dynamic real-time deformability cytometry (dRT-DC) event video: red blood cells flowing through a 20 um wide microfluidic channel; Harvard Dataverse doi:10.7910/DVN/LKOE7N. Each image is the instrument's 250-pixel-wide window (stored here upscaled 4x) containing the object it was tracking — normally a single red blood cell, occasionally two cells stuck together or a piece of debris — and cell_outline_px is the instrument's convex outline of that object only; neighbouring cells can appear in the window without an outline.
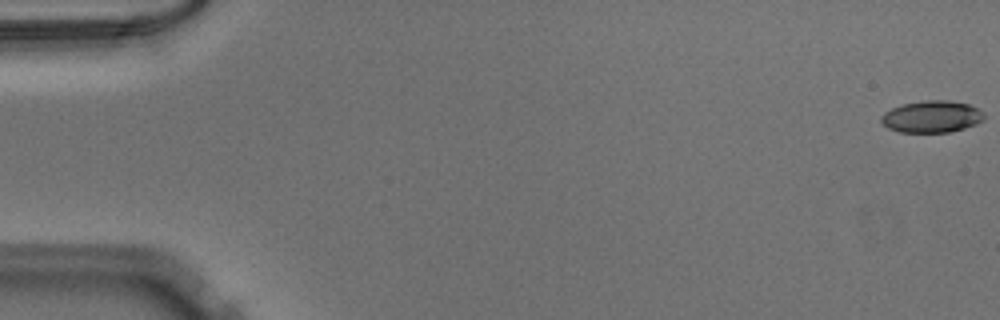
{"species": "Egyptian fruit bat (a non-hibernating species)", "species_latin": "Rousettus aegyptiacus", "temperature_condition": "warm", "stored_images_in_passage": 52, "camera_frame_rate_fps": 3000, "um_per_image_px": 0.085, "animal": {"sex": "male"}, "frame": {"image": 1, "passage_image": 1, "time_ms": 0.0, "image_size_px": [1000, 320], "cell_outline_px": [[984, 120], [976, 124], [964, 128], [948, 132], [900, 132], [888, 128], [880, 120], [880, 116], [884, 112], [900, 104], [928, 100], [948, 100], [968, 104], [980, 108], [984, 112]], "centroid_in_image_um": [79.21, 9.9], "position_along_channel_um": 5.8, "area_um2": 19.25}}
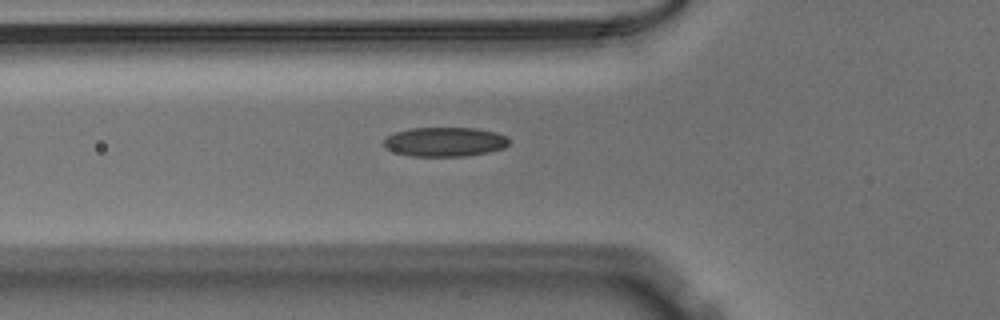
{"frame": {"image": 2, "passage_image": 19, "time_ms": 6.0, "image_size_px": [1000, 320], "cell_outline_px": [[508, 144], [504, 148], [488, 152], [464, 156], [408, 156], [384, 148], [384, 140], [388, 136], [396, 132], [408, 128], [476, 128], [496, 132], [508, 136]], "centroid_in_image_um": [37.81, 12.05], "position_along_channel_um": 88.0, "area_um2": 21.44}}
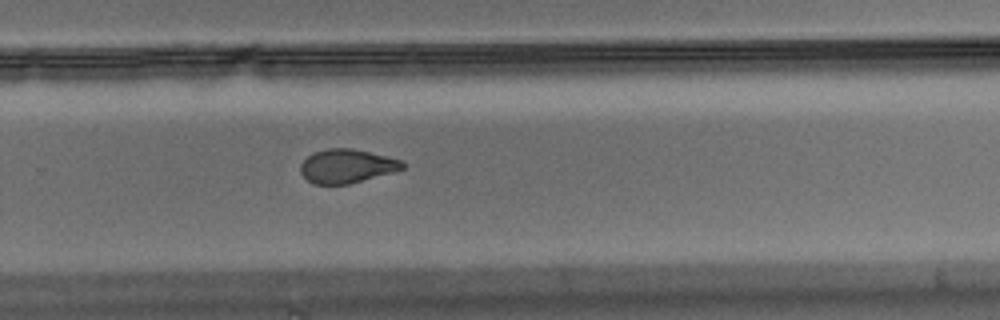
{"frame": {"image": 3, "passage_image": 35, "time_ms": 11.333, "image_size_px": [1000, 320], "cell_outline_px": [[404, 168], [396, 172], [348, 184], [312, 184], [300, 172], [300, 164], [312, 152], [328, 148], [352, 148], [400, 160], [404, 164]], "centroid_in_image_um": [29.45, 14.12], "position_along_channel_um": 300.3, "area_um2": 20.06}}